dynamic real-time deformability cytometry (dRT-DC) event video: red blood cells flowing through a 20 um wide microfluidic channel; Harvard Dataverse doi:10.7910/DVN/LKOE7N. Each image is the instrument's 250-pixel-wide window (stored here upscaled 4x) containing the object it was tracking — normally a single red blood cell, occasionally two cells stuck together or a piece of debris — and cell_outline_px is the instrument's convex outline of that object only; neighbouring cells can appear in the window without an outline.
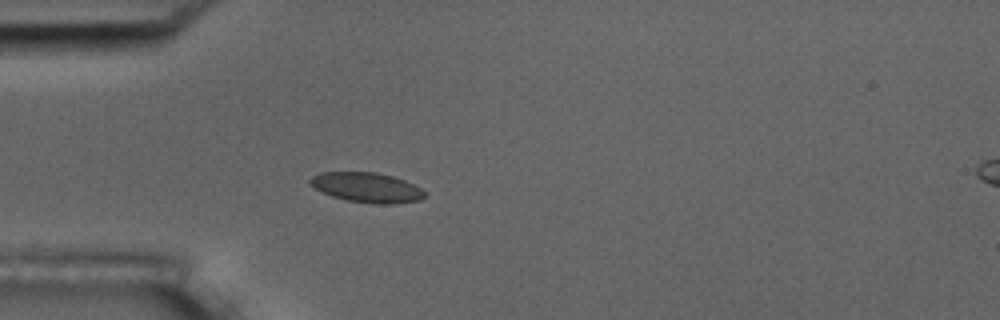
{"species": "common noctule bat (a hibernating species)", "species_latin": "Nyctalus noctula", "temperature_condition": "room temperature", "stored_images_in_passage": 3, "camera_frame_rate_fps": 3000, "um_per_image_px": 0.085, "animal": {"sex": "male", "body_mass_g": 17.5, "forearm_length_mm": 52.3}, "frame": {"image": 1, "passage_image": 3, "time_ms": 2.333, "image_size_px": [1000, 320], "cell_outline_px": [[424, 196], [420, 200], [392, 204], [376, 204], [348, 200], [332, 196], [316, 188], [308, 180], [312, 176], [320, 172], [376, 172], [392, 176], [404, 180], [420, 188], [424, 192]], "centroid_in_image_um": [31.18, 15.93], "position_along_channel_um": 53.8, "area_um2": 19.65}}